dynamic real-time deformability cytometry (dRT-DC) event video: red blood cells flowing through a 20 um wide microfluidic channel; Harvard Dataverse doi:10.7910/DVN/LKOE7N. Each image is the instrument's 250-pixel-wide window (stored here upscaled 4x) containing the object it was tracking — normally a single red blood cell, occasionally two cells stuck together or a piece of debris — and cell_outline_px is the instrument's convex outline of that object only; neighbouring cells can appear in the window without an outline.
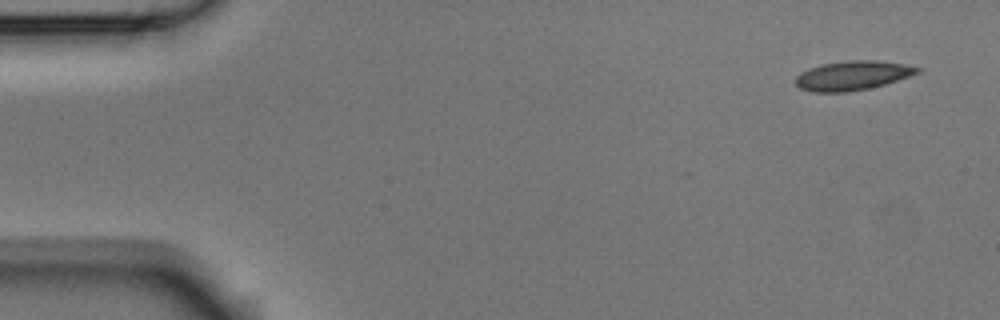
{"species": "Egyptian fruit bat (a non-hibernating species)", "species_latin": "Rousettus aegyptiacus", "temperature_condition": "room temperature", "stored_images_in_passage": 5, "camera_frame_rate_fps": 3000, "um_per_image_px": 0.085, "animal": {"sex": "male"}, "frame": {"image": 1, "passage_image": 1, "time_ms": 0.0, "image_size_px": [1000, 320], "cell_outline_px": [[924, 68], [920, 72], [884, 84], [868, 88], [848, 92], [812, 92], [800, 88], [796, 84], [796, 76], [800, 72], [808, 68], [824, 64], [852, 60], [880, 60], [904, 64]], "centroid_in_image_um": [72.47, 6.41], "position_along_channel_um": 12.5, "area_um2": 20.69}}
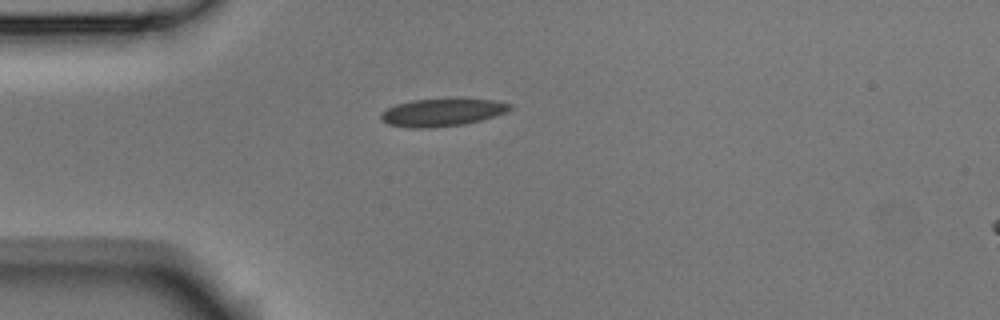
{"frame": {"image": 2, "passage_image": 4, "time_ms": 1.0, "image_size_px": [1000, 320], "cell_outline_px": [[512, 108], [504, 112], [480, 120], [464, 124], [428, 128], [408, 128], [388, 124], [380, 120], [380, 112], [396, 104], [412, 100], [460, 96], [496, 100], [512, 104]], "centroid_in_image_um": [37.57, 9.51], "position_along_channel_um": 47.4, "area_um2": 21.56}}